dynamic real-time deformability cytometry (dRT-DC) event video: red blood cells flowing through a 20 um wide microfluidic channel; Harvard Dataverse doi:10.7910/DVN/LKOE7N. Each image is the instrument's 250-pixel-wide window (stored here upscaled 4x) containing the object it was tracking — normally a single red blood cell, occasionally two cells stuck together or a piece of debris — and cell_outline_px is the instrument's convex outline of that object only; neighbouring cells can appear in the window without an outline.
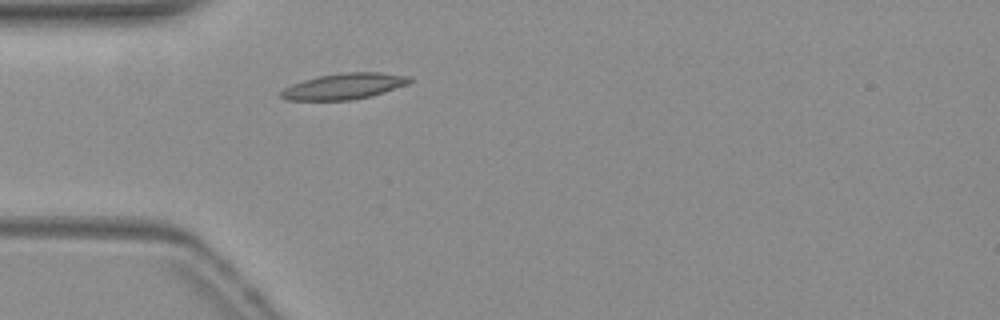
{"species": "common noctule bat (a hibernating species)", "species_latin": "Nyctalus noctula", "temperature_condition": "warm", "stored_images_in_passage": 3, "camera_frame_rate_fps": 3000, "um_per_image_px": 0.085, "animal": {"sex": "female", "body_mass_g": 19.3, "forearm_length_mm": 54.1}, "frame": {"image": 1, "passage_image": 1, "time_ms": 0.0, "image_size_px": [1000, 320], "cell_outline_px": [[412, 80], [408, 84], [372, 96], [352, 100], [284, 100], [280, 96], [280, 92], [284, 88], [292, 84], [304, 80], [320, 76], [344, 72], [380, 72], [412, 76]], "centroid_in_image_um": [29.27, 7.33], "position_along_channel_um": 55.7, "area_um2": 19.54}}